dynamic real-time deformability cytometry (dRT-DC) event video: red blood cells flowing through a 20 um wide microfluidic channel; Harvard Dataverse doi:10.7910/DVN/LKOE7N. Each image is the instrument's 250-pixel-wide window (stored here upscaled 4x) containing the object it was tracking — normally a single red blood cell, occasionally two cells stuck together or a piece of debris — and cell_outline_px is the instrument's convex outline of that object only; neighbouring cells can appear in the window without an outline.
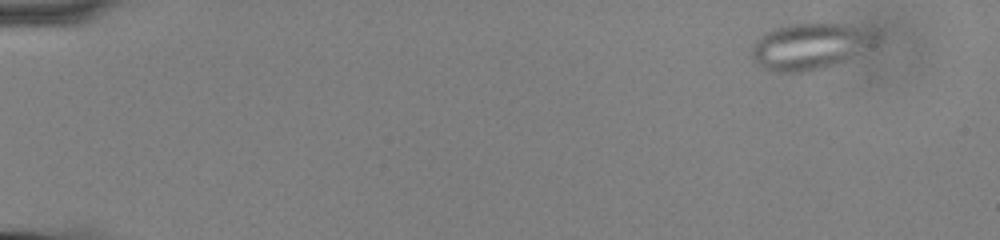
{"species": "common noctule bat (a hibernating species)", "species_latin": "Nyctalus noctula", "temperature_condition": "cold", "stored_images_in_passage": 58, "camera_frame_rate_fps": 3000, "um_per_image_px": 0.085, "animal": {"sex": "male", "body_mass_g": 13.0, "forearm_length_mm": 53.1}, "frame": {"image": 1, "passage_image": 5, "time_ms": 1.333, "image_size_px": [1000, 240], "cell_outline_px": [[880, 40], [876, 44], [836, 64], [824, 68], [808, 72], [776, 72], [764, 68], [756, 64], [752, 60], [752, 48], [756, 40], [760, 36], [772, 28], [788, 24], [848, 24], [876, 32], [880, 36]], "centroid_in_image_um": [68.86, 3.94], "position_along_channel_um": 16.1, "area_um2": 33.76}}
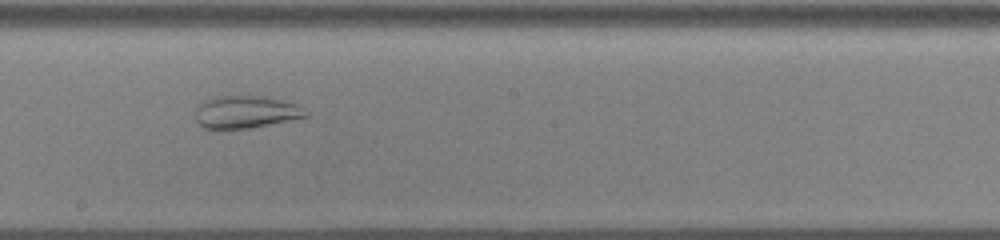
{"frame": {"image": 2, "passage_image": 34, "time_ms": 11.0, "image_size_px": [1000, 240], "cell_outline_px": [[308, 116], [248, 128], [204, 128], [196, 120], [196, 104], [204, 100], [216, 96], [240, 92], [264, 96], [284, 100], [296, 104], [308, 112]], "centroid_in_image_um": [20.85, 9.45], "position_along_channel_um": 227.4, "area_um2": 21.39}}
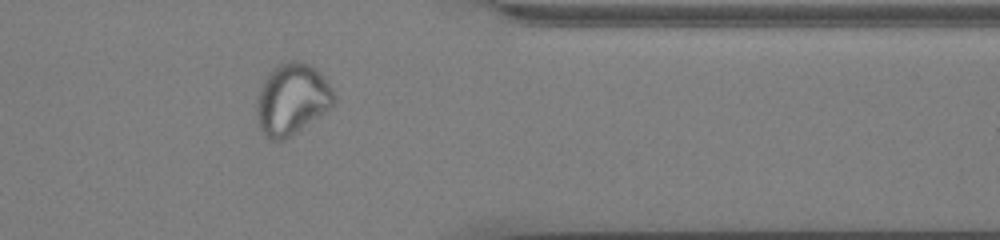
{"frame": {"image": 3, "passage_image": 48, "time_ms": 15.667, "image_size_px": [1000, 240], "cell_outline_px": [[336, 100], [324, 112], [284, 140], [268, 140], [256, 124], [256, 96], [268, 72], [280, 64], [288, 60], [300, 60], [316, 68], [324, 76], [332, 88]], "centroid_in_image_um": [24.77, 8.42], "position_along_channel_um": 386.6, "area_um2": 32.25}}